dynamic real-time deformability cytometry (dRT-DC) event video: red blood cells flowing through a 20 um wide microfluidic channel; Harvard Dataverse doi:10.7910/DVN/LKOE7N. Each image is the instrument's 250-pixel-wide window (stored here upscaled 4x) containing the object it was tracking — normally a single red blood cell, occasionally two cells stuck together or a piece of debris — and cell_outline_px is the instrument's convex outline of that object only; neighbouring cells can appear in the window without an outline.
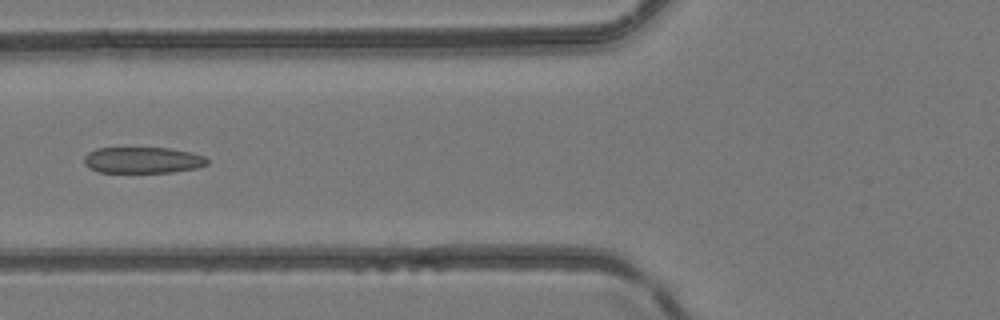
{"species": "common noctule bat (a hibernating species)", "species_latin": "Nyctalus noctula", "temperature_condition": "room temperature", "stored_images_in_passage": 7, "camera_frame_rate_fps": 3000, "um_per_image_px": 0.085, "animal": {"sex": "female", "body_mass_g": 24.6, "forearm_length_mm": 56.2}, "frame": {"image": 1, "passage_image": 6, "time_ms": 6.333, "image_size_px": [1000, 320], "cell_outline_px": [[208, 164], [196, 168], [172, 172], [100, 172], [88, 168], [84, 164], [84, 156], [88, 152], [96, 148], [168, 148], [192, 152], [204, 156], [208, 160]], "centroid_in_image_um": [12.12, 13.61], "position_along_channel_um": 113.7, "area_um2": 18.84}}
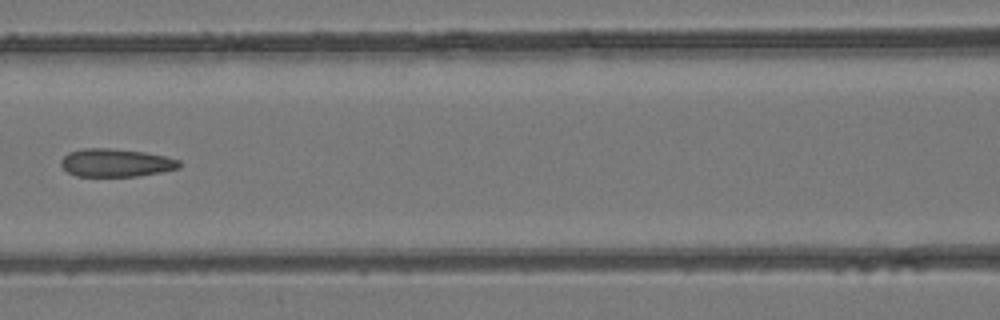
{"frame": {"image": 2, "passage_image": 7, "time_ms": 7.333, "image_size_px": [1000, 320], "cell_outline_px": [[180, 168], [160, 172], [136, 176], [76, 176], [68, 172], [60, 164], [60, 160], [68, 152], [84, 148], [108, 148], [144, 152], [164, 156], [180, 160]], "centroid_in_image_um": [9.83, 13.83], "position_along_channel_um": 156.8, "area_um2": 19.25}}